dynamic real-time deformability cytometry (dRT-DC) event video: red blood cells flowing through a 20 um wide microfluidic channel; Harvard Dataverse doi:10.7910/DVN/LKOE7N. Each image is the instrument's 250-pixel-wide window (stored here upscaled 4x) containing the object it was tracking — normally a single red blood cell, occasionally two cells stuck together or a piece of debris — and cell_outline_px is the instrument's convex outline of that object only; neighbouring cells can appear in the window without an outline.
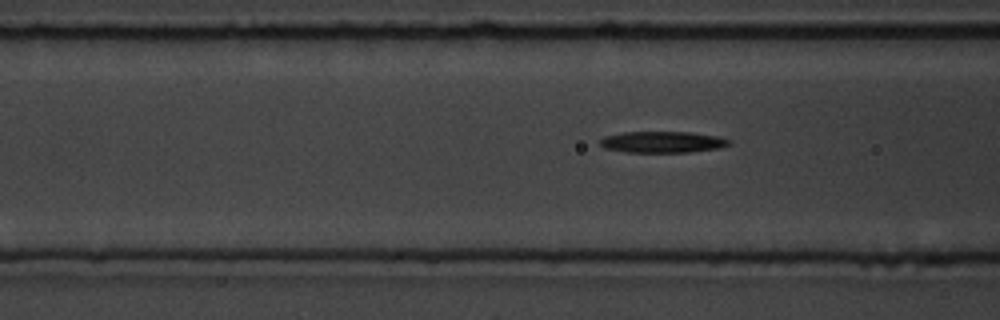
{"species": "common noctule bat (a hibernating species)", "species_latin": "Nyctalus noctula", "temperature_condition": "room temperature", "stored_images_in_passage": 6, "segment_of_instrument_passage": [2, 2], "camera_frame_rate_fps": 3000, "um_per_image_px": 0.085, "animal": {"sex": "male", "body_mass_g": 19.5, "forearm_length_mm": 54.6}, "frame": {"image": 1, "passage_image": 6, "time_ms": 5.667, "image_size_px": [1000, 320], "cell_outline_px": [[732, 144], [720, 148], [688, 152], [624, 152], [604, 148], [600, 144], [600, 140], [604, 136], [624, 132], [688, 132], [716, 136], [732, 140]], "centroid_in_image_um": [56.32, 12.07], "position_along_channel_um": 110.3, "area_um2": 16.07}}